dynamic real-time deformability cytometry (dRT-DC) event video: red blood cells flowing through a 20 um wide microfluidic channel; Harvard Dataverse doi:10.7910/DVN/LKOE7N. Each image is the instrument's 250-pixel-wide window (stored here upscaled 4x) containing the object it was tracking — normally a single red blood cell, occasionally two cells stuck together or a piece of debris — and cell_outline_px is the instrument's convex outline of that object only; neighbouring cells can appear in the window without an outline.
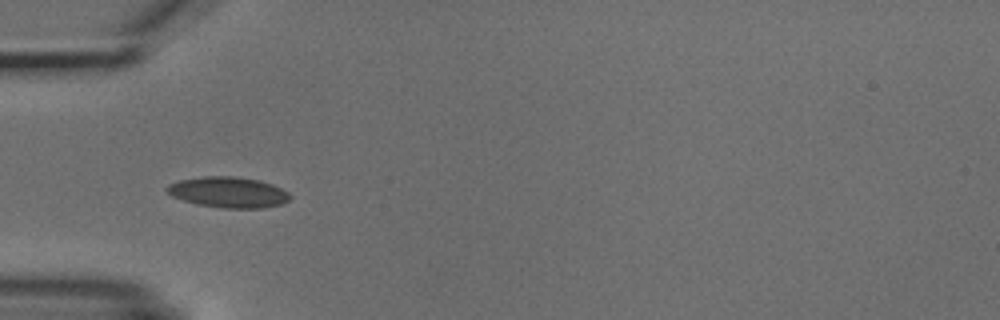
{"species": "common noctule bat (a hibernating species)", "species_latin": "Nyctalus noctula", "temperature_condition": "cold", "stored_images_in_passage": 4, "camera_frame_rate_fps": 3000, "um_per_image_px": 0.085, "animal": {"sex": "male", "body_mass_g": 18.8}, "frame": {"image": 1, "passage_image": 2, "time_ms": 1.333, "image_size_px": [1000, 320], "cell_outline_px": [[292, 196], [288, 200], [280, 204], [264, 208], [224, 208], [196, 204], [172, 196], [164, 188], [168, 184], [180, 180], [204, 176], [232, 176], [260, 180], [272, 184], [288, 192]], "centroid_in_image_um": [19.4, 16.34], "position_along_channel_um": 65.6, "area_um2": 22.02}}
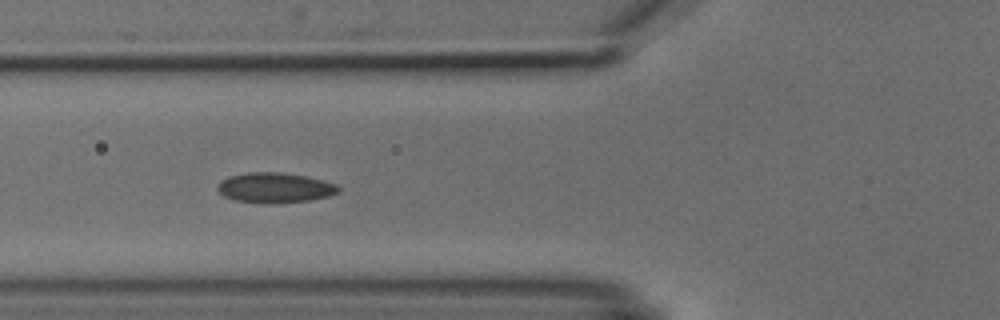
{"frame": {"image": 2, "passage_image": 3, "time_ms": 2.333, "image_size_px": [1000, 320], "cell_outline_px": [[340, 192], [328, 196], [308, 200], [268, 204], [264, 204], [236, 200], [224, 196], [216, 188], [228, 176], [248, 172], [280, 172], [304, 176], [324, 180], [336, 184], [340, 188]], "centroid_in_image_um": [23.38, 15.96], "position_along_channel_um": 102.4, "area_um2": 21.1}}
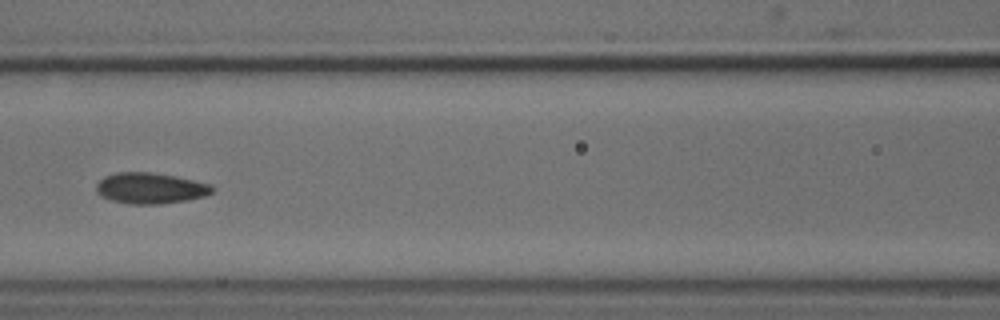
{"frame": {"image": 3, "passage_image": 4, "time_ms": 3.667, "image_size_px": [1000, 320], "cell_outline_px": [[216, 188], [212, 192], [204, 196], [188, 200], [160, 204], [128, 204], [112, 200], [100, 196], [96, 192], [96, 184], [104, 176], [116, 172], [152, 172], [176, 176], [212, 184]], "centroid_in_image_um": [12.79, 15.99], "position_along_channel_um": 153.8, "area_um2": 21.15}}